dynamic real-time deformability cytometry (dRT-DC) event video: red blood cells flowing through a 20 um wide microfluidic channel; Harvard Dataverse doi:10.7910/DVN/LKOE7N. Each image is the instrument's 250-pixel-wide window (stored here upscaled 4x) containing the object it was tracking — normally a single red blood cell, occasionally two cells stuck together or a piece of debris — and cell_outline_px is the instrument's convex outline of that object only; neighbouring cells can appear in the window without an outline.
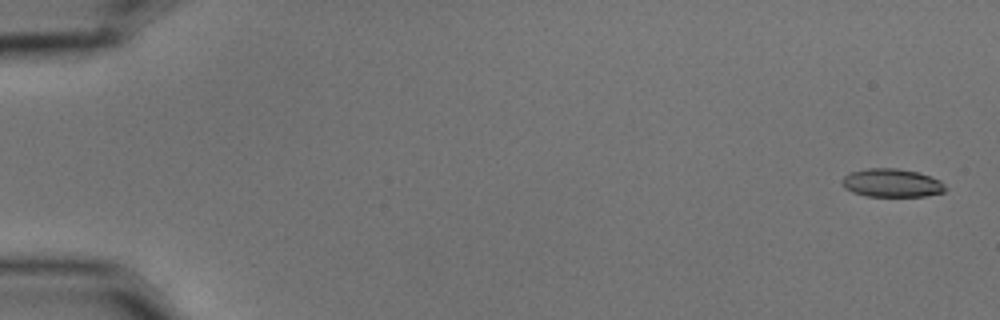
{"species": "common noctule bat (a hibernating species)", "species_latin": "Nyctalus noctula", "temperature_condition": "cold", "stored_images_in_passage": 7, "camera_frame_rate_fps": 3000, "um_per_image_px": 0.085, "animal": {"sex": "male", "body_mass_g": 15.6}, "frame": {"image": 1, "passage_image": 1, "time_ms": 0.0, "image_size_px": [1000, 320], "cell_outline_px": [[948, 188], [944, 192], [924, 196], [868, 196], [852, 192], [844, 188], [840, 180], [848, 172], [868, 168], [896, 168], [916, 172], [940, 180]], "centroid_in_image_um": [75.77, 15.55], "position_along_channel_um": 9.2, "area_um2": 17.11}}
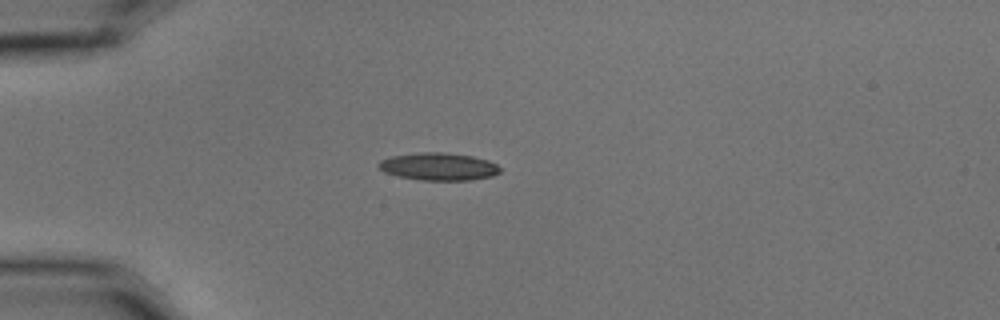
{"frame": {"image": 2, "passage_image": 5, "time_ms": 1.333, "image_size_px": [1000, 320], "cell_outline_px": [[500, 172], [492, 176], [468, 180], [420, 180], [400, 176], [384, 172], [376, 164], [380, 160], [392, 156], [420, 152], [444, 152], [472, 156], [488, 160], [496, 164], [500, 168]], "centroid_in_image_um": [37.27, 14.15], "position_along_channel_um": 47.7, "area_um2": 19.42}}
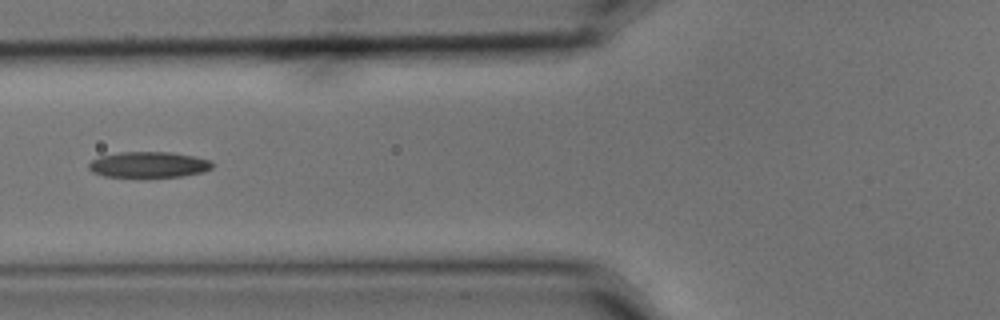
{"frame": {"image": 3, "passage_image": 7, "time_ms": 2.0, "image_size_px": [1000, 320], "cell_outline_px": [[212, 168], [204, 172], [180, 176], [104, 176], [92, 172], [88, 168], [88, 164], [92, 160], [100, 156], [120, 152], [172, 152], [196, 156], [212, 160]], "centroid_in_image_um": [12.66, 13.98], "position_along_channel_um": 113.1, "area_um2": 18.5}}